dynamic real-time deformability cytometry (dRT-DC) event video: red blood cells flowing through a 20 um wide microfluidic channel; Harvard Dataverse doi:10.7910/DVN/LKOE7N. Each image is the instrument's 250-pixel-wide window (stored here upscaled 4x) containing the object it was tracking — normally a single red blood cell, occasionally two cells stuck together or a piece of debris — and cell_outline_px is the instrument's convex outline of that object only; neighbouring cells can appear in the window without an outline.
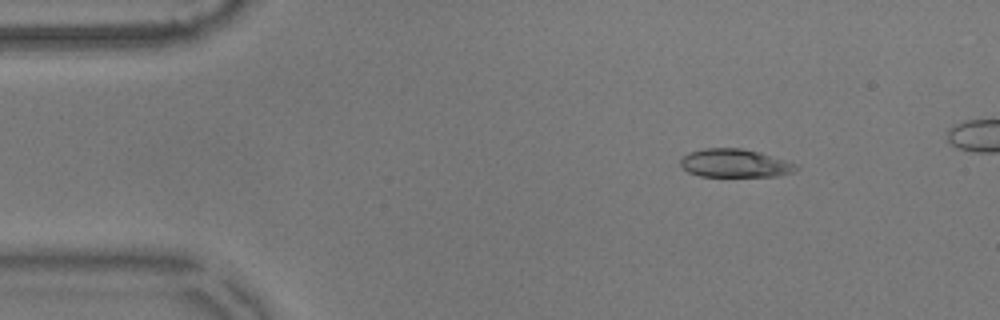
{"species": "common noctule bat (a hibernating species)", "species_latin": "Nyctalus noctula", "temperature_condition": "warm", "stored_images_in_passage": 49, "camera_frame_rate_fps": 3000, "um_per_image_px": 0.085, "animal": {"sex": "male", "body_mass_g": 17.9}, "frame": {"image": 1, "passage_image": 5, "time_ms": 1.333, "image_size_px": [1000, 320], "cell_outline_px": [[800, 168], [792, 172], [776, 176], [700, 176], [688, 172], [680, 164], [680, 160], [688, 152], [704, 148], [740, 148], [760, 152], [796, 164]], "centroid_in_image_um": [62.45, 13.87], "position_along_channel_um": 22.6, "area_um2": 18.96}}
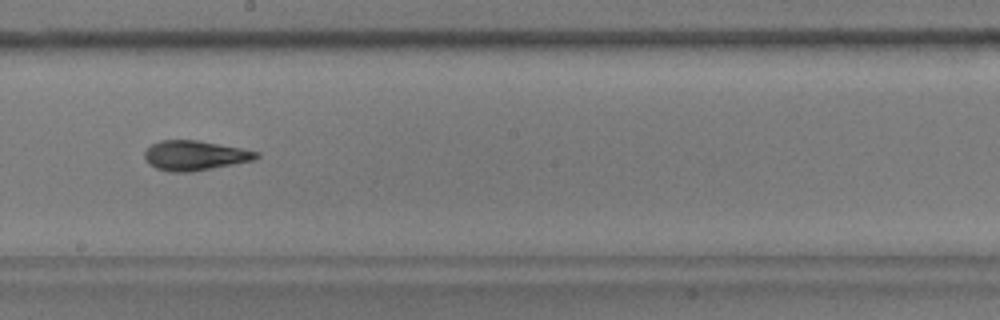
{"frame": {"image": 2, "passage_image": 28, "time_ms": 9.0, "image_size_px": [1000, 320], "cell_outline_px": [[260, 156], [252, 160], [192, 172], [168, 172], [156, 168], [148, 164], [144, 156], [144, 152], [152, 144], [160, 140], [196, 140], [240, 148], [260, 152]], "centroid_in_image_um": [16.52, 13.22], "position_along_channel_um": 231.7, "area_um2": 19.25}}
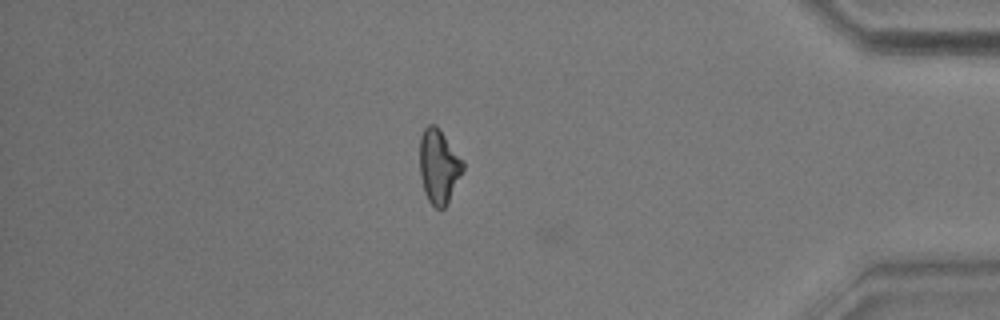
{"frame": {"image": 3, "passage_image": 45, "time_ms": 14.667, "image_size_px": [1000, 320], "cell_outline_px": [[464, 168], [444, 208], [440, 212], [428, 200], [424, 192], [420, 176], [420, 136], [424, 128], [428, 124], [436, 124], [464, 160]], "centroid_in_image_um": [37.29, 14.11], "position_along_channel_um": 397.9, "area_um2": 18.73}}